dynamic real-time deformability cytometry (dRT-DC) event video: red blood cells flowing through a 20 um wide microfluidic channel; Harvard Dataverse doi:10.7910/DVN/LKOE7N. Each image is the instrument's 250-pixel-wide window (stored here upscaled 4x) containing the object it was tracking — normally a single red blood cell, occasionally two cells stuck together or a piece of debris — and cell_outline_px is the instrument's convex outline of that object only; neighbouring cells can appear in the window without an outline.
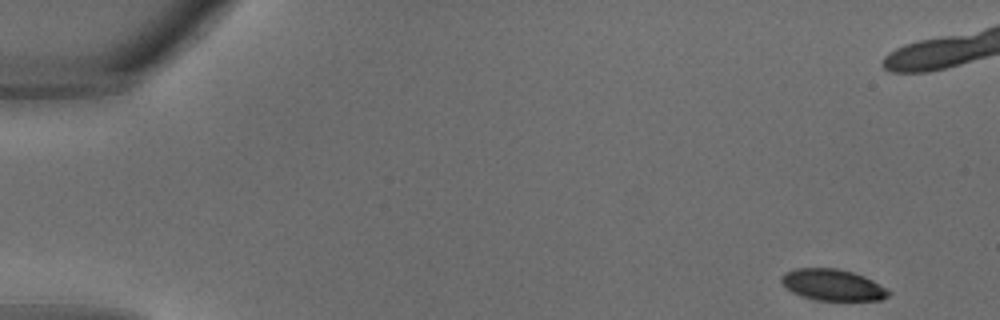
{"species": "common noctule bat (a hibernating species)", "species_latin": "Nyctalus noctula", "temperature_condition": "warm", "stored_images_in_passage": 33, "camera_frame_rate_fps": 3000, "um_per_image_px": 0.085, "animal": {"sex": "male", "body_mass_g": 18.8}, "frame": {"image": 1, "passage_image": 1, "time_ms": 0.0, "image_size_px": [1000, 320], "cell_outline_px": [[892, 292], [888, 296], [880, 300], [816, 300], [792, 292], [780, 280], [780, 276], [784, 272], [796, 268], [836, 268], [852, 272], [864, 276], [872, 280]], "centroid_in_image_um": [70.77, 24.21], "position_along_channel_um": 14.2, "area_um2": 19.42}}
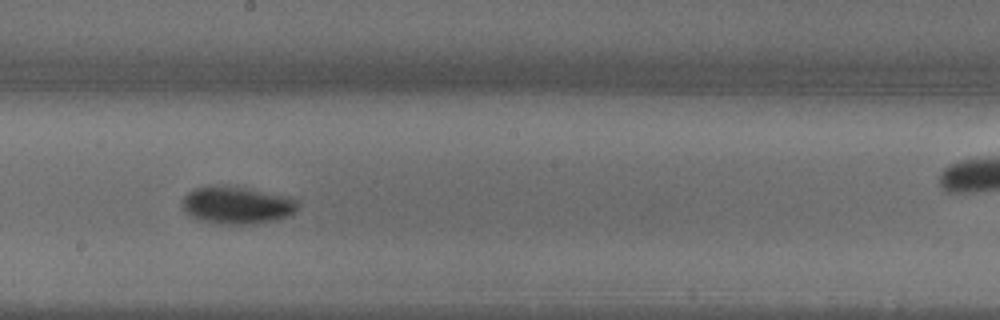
{"frame": {"image": 2, "passage_image": 18, "time_ms": 5.667, "image_size_px": [1000, 320], "cell_outline_px": [[300, 204], [292, 216], [276, 220], [256, 224], [216, 224], [200, 220], [184, 212], [184, 196], [188, 192], [196, 188], [208, 184], [220, 184], [248, 188], [288, 196], [296, 200]], "centroid_in_image_um": [20.17, 17.43], "position_along_channel_um": 228.0, "area_um2": 25.72}}
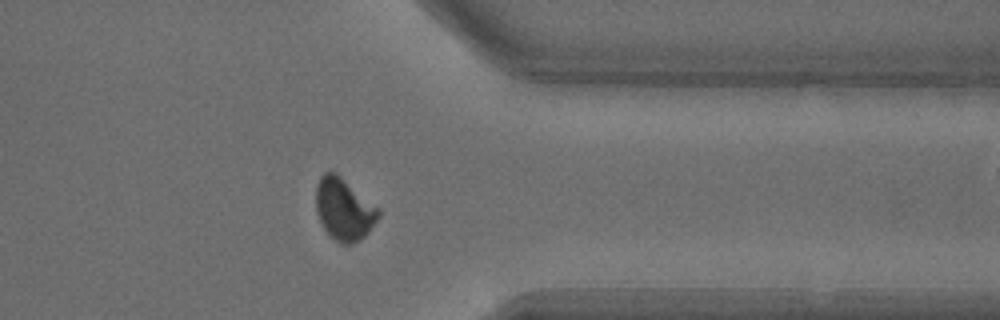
{"frame": {"image": 3, "passage_image": 26, "time_ms": 8.333, "image_size_px": [1000, 320], "cell_outline_px": [[380, 216], [368, 232], [360, 240], [352, 244], [340, 244], [328, 236], [316, 212], [316, 184], [320, 176], [324, 172], [336, 172], [380, 208]], "centroid_in_image_um": [29.23, 17.79], "position_along_channel_um": 382.2, "area_um2": 22.89}}